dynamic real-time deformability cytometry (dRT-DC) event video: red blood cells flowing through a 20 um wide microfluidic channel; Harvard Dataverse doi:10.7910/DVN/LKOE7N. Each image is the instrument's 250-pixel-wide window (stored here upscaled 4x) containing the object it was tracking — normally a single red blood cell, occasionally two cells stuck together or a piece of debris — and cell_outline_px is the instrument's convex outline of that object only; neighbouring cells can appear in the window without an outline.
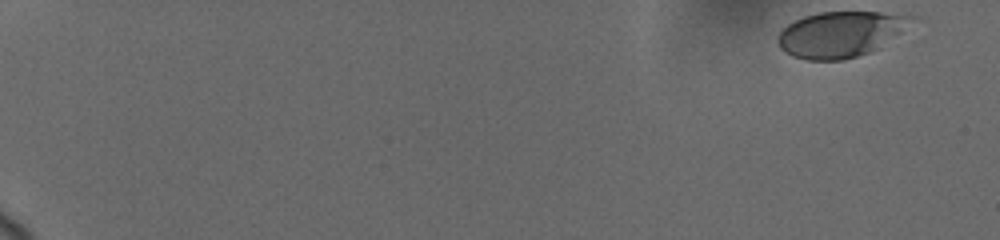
{"species": "human", "species_latin": "Homo sapiens", "temperature_condition": "cold", "stored_images_in_passage": 54, "camera_frame_rate_fps": 3000, "um_per_image_px": 0.085, "donor": {"sex": "female"}, "frame": {"image": 1, "passage_image": 1, "time_ms": 0.0, "image_size_px": [1000, 240], "cell_outline_px": [[920, 16], [880, 48], [872, 52], [840, 60], [808, 60], [792, 56], [784, 52], [780, 48], [776, 40], [776, 36], [788, 24], [804, 16], [820, 12], [880, 12]], "centroid_in_image_um": [71.44, 2.91], "position_along_channel_um": 13.6, "area_um2": 35.72}}
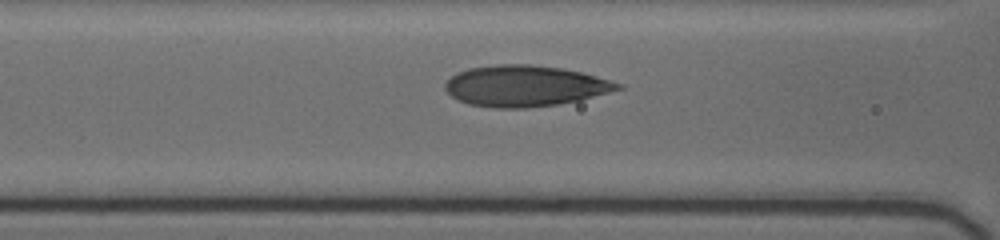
{"frame": {"image": 2, "passage_image": 32, "time_ms": 8.333, "image_size_px": [1000, 240], "cell_outline_px": [[624, 88], [580, 100], [556, 104], [524, 108], [496, 108], [468, 104], [452, 96], [444, 88], [444, 84], [456, 72], [468, 68], [496, 64], [532, 64], [560, 68], [580, 72], [624, 84]], "centroid_in_image_um": [44.61, 7.3], "position_along_channel_um": 122.0, "area_um2": 41.15}}
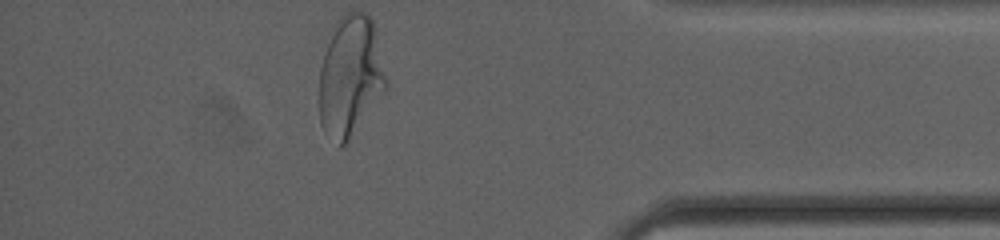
{"frame": {"image": 3, "passage_image": 54, "time_ms": 16.667, "image_size_px": [1000, 240], "cell_outline_px": [[388, 88], [348, 140], [340, 148], [336, 148], [324, 132], [320, 124], [320, 68], [336, 20], [340, 16], [348, 12], [368, 12], [372, 20], [388, 84]], "centroid_in_image_um": [29.77, 6.53], "position_along_channel_um": 405.4, "area_um2": 46.76}, "authors_computed_cell_mechanics": {"area_um2": 38.5526, "velocity_mm_per_s": 3.6816, "shape_relaxation_time_tau1_ms": 6.056, "shape_relaxation_time_tau2_ms": null, "deformation_change_tau1": 0.2251, "deformation_change_tau2": null}}